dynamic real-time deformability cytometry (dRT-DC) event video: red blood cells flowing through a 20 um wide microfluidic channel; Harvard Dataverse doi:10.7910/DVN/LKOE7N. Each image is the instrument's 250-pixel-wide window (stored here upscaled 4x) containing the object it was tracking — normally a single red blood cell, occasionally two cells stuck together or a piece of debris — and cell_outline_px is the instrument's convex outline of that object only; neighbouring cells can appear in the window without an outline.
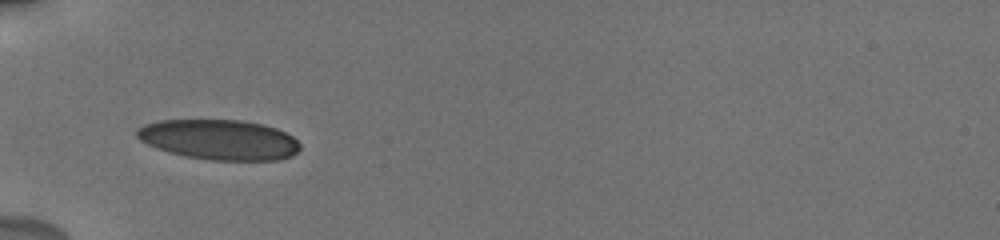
{"species": "human", "species_latin": "Homo sapiens", "temperature_condition": "cold", "stored_images_in_passage": 31, "camera_frame_rate_fps": 3000, "um_per_image_px": 0.085, "donor": {"sex": "male"}, "frame": {"image": 1, "passage_image": 1, "time_ms": 0.0, "image_size_px": [1000, 240], "cell_outline_px": [[300, 148], [292, 156], [276, 160], [208, 160], [168, 152], [156, 148], [140, 140], [136, 136], [136, 132], [144, 124], [160, 120], [240, 120], [264, 124], [276, 128], [292, 136], [300, 144]], "centroid_in_image_um": [18.64, 11.87], "position_along_channel_um": 66.4, "area_um2": 38.09}}
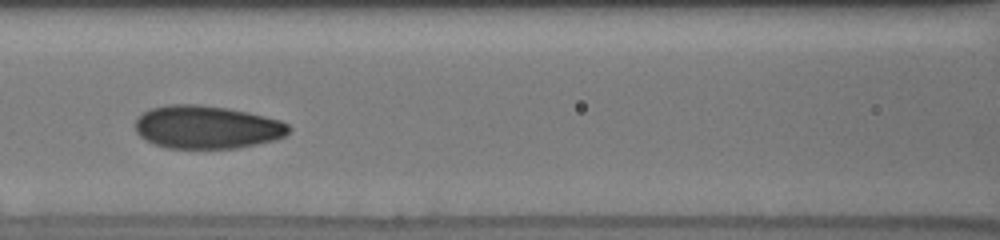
{"frame": {"image": 2, "passage_image": 12, "time_ms": 2.333, "image_size_px": [1000, 240], "cell_outline_px": [[292, 128], [284, 136], [276, 140], [236, 148], [168, 148], [156, 144], [140, 136], [136, 132], [136, 116], [152, 108], [168, 104], [200, 104], [228, 108], [248, 112], [280, 120], [288, 124]], "centroid_in_image_um": [17.59, 10.8], "position_along_channel_um": 149.0, "area_um2": 38.55}}
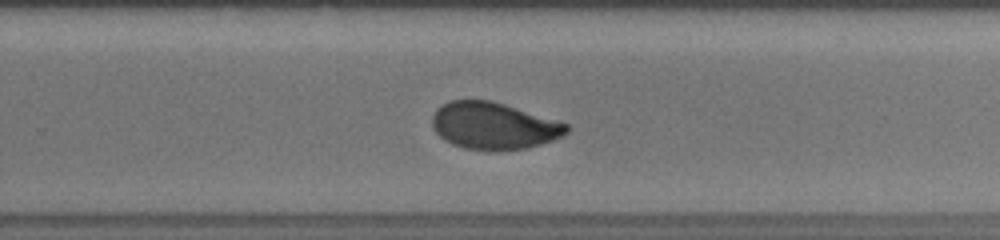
{"frame": {"image": 3, "passage_image": 30, "time_ms": 6.0, "image_size_px": [1000, 240], "cell_outline_px": [[572, 128], [564, 136], [528, 148], [464, 148], [452, 144], [444, 140], [432, 128], [432, 116], [436, 108], [448, 100], [492, 100], [568, 124]], "centroid_in_image_um": [41.95, 10.66], "position_along_channel_um": 287.9, "area_um2": 36.3}}